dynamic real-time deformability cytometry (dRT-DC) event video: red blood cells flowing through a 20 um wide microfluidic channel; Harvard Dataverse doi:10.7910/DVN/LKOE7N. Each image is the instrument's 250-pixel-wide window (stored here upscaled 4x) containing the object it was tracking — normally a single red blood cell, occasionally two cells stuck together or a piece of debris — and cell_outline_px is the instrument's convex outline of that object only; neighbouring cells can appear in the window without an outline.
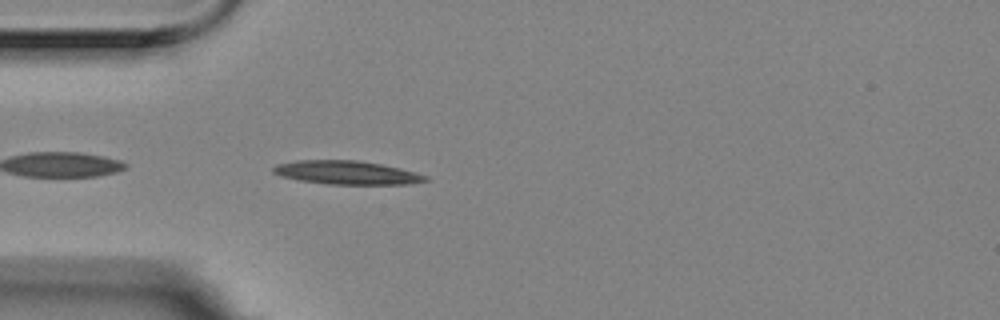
{"species": "Egyptian fruit bat (a non-hibernating species)", "species_latin": "Rousettus aegyptiacus", "temperature_condition": "room temperature", "stored_images_in_passage": 5, "segment_of_instrument_passage": [2, 2], "camera_frame_rate_fps": 3000, "um_per_image_px": 0.085, "animal": {"sex": "female"}, "frame": {"image": 1, "passage_image": 5, "time_ms": 1.333, "image_size_px": [1000, 320], "cell_outline_px": [[428, 180], [408, 184], [328, 184], [300, 180], [280, 176], [272, 172], [272, 168], [276, 164], [296, 160], [360, 160], [400, 168], [416, 172], [428, 176]], "centroid_in_image_um": [29.45, 14.66], "position_along_channel_um": 55.5, "area_um2": 20.92}}